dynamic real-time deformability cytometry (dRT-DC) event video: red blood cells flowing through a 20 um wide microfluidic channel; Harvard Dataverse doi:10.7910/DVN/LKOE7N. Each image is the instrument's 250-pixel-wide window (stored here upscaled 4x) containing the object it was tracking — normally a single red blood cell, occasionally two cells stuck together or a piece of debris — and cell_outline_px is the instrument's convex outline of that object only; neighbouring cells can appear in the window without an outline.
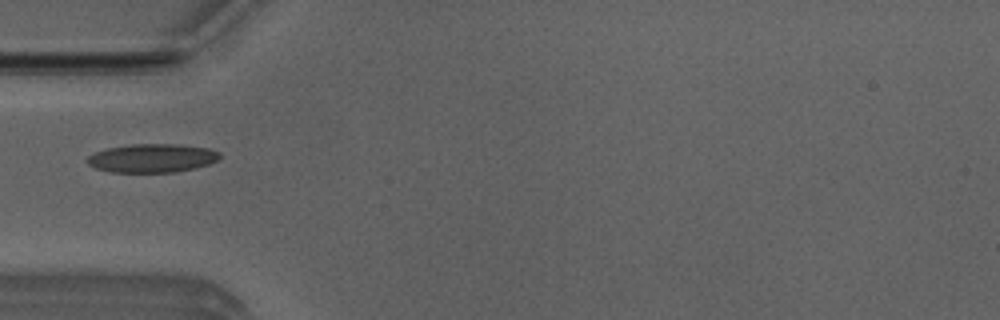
{"species": "Egyptian fruit bat (a non-hibernating species)", "species_latin": "Rousettus aegyptiacus", "temperature_condition": "room temperature", "stored_images_in_passage": 4, "camera_frame_rate_fps": 3000, "um_per_image_px": 0.085, "animal": {"sex": "male"}, "frame": {"image": 1, "passage_image": 3, "time_ms": 0.667, "image_size_px": [1000, 320], "cell_outline_px": [[220, 156], [216, 160], [208, 164], [196, 168], [176, 172], [112, 172], [96, 168], [88, 164], [88, 156], [96, 152], [108, 148], [132, 144], [176, 144], [208, 148], [220, 152]], "centroid_in_image_um": [12.95, 13.44], "position_along_channel_um": 72.1, "area_um2": 21.91}}